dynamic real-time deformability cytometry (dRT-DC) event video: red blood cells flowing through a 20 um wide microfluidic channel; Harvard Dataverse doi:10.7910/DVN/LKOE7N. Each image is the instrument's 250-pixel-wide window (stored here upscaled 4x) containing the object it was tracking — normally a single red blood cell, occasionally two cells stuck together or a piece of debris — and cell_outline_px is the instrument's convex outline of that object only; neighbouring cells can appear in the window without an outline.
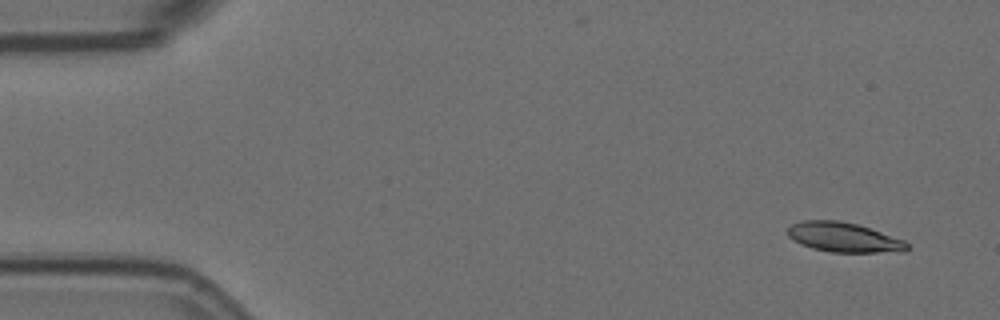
{"species": "Egyptian fruit bat (a non-hibernating species)", "species_latin": "Rousettus aegyptiacus", "temperature_condition": "room temperature", "stored_images_in_passage": 9, "camera_frame_rate_fps": 3000, "um_per_image_px": 0.085, "animal": {"sex": "female"}, "frame": {"image": 1, "passage_image": 1, "time_ms": 0.0, "image_size_px": [1000, 320], "cell_outline_px": [[912, 248], [904, 252], [832, 252], [812, 248], [800, 244], [792, 240], [788, 236], [788, 228], [792, 224], [800, 220], [836, 220], [856, 224], [904, 240]], "centroid_in_image_um": [71.72, 20.18], "position_along_channel_um": 13.3, "area_um2": 20.63}}
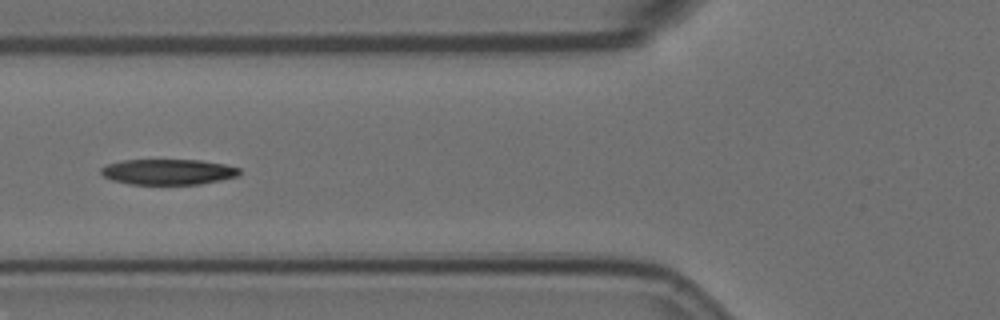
{"frame": {"image": 2, "passage_image": 6, "time_ms": 1.667, "image_size_px": [1000, 320], "cell_outline_px": [[240, 172], [236, 176], [220, 180], [200, 184], [128, 184], [112, 180], [104, 176], [100, 172], [100, 168], [108, 164], [124, 160], [200, 160], [224, 164], [240, 168]], "centroid_in_image_um": [14.27, 14.61], "position_along_channel_um": 111.5, "area_um2": 20.52}}
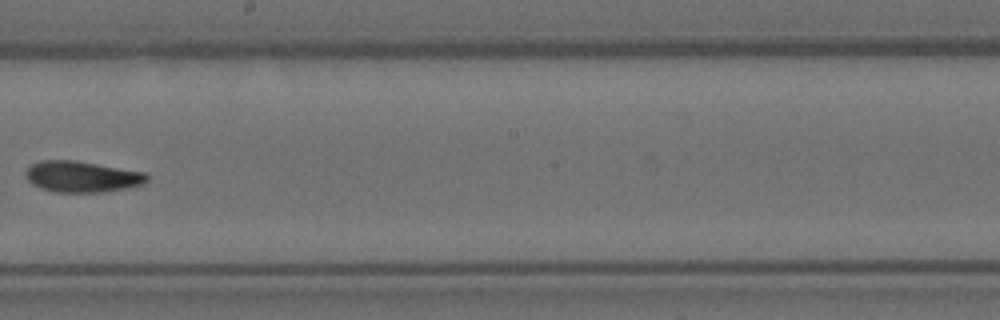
{"frame": {"image": 3, "passage_image": 9, "time_ms": 2.667, "image_size_px": [1000, 320], "cell_outline_px": [[148, 180], [144, 184], [128, 188], [104, 192], [56, 192], [40, 188], [32, 184], [28, 180], [24, 172], [32, 164], [40, 160], [76, 160], [144, 172], [148, 176]], "centroid_in_image_um": [6.97, 15.01], "position_along_channel_um": 241.2, "area_um2": 22.08}}